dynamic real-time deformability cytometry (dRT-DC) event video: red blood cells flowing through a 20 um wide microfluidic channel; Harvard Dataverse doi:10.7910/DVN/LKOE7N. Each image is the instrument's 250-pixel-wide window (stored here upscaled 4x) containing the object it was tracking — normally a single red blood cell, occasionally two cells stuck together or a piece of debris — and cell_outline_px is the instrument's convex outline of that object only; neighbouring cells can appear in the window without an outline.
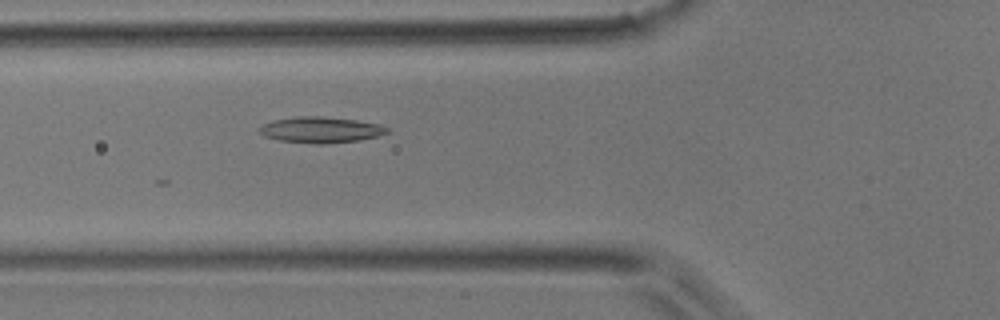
{"species": "common noctule bat (a hibernating species)", "species_latin": "Nyctalus noctula", "temperature_condition": "room temperature", "stored_images_in_passage": 33, "camera_frame_rate_fps": 3000, "um_per_image_px": 0.085, "animal": {"sex": "male", "body_mass_g": 17.9}, "frame": {"image": 1, "passage_image": 3, "time_ms": 0.667, "image_size_px": [1000, 320], "cell_outline_px": [[392, 132], [360, 140], [324, 144], [316, 144], [280, 140], [264, 136], [256, 128], [272, 120], [296, 116], [320, 116], [356, 120], [376, 124], [388, 128]], "centroid_in_image_um": [27.24, 11.03], "position_along_channel_um": 98.6, "area_um2": 19.31}}
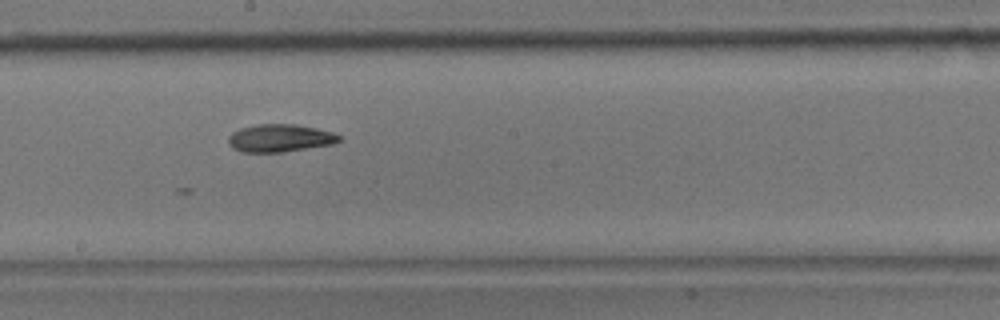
{"frame": {"image": 2, "passage_image": 12, "time_ms": 3.667, "image_size_px": [1000, 320], "cell_outline_px": [[340, 140], [332, 144], [284, 152], [240, 152], [232, 148], [228, 144], [228, 136], [232, 132], [240, 128], [256, 124], [296, 124], [316, 128], [332, 132], [340, 136]], "centroid_in_image_um": [23.74, 11.74], "position_along_channel_um": 224.5, "area_um2": 17.98}}
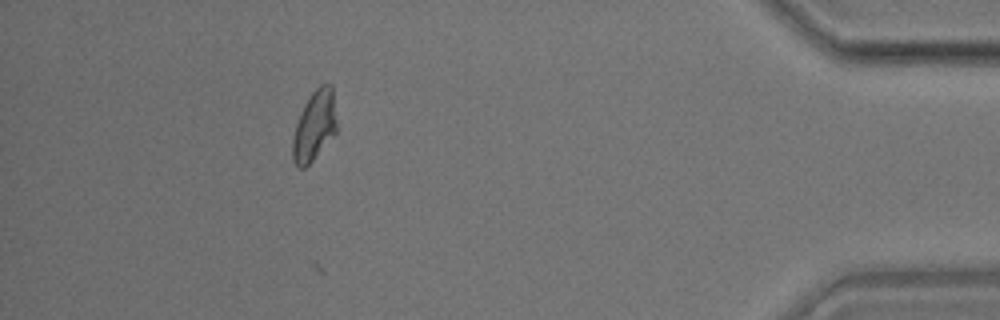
{"frame": {"image": 3, "passage_image": 29, "time_ms": 9.333, "image_size_px": [1000, 320], "cell_outline_px": [[336, 132], [312, 160], [304, 168], [296, 168], [292, 160], [292, 140], [296, 124], [300, 112], [304, 104], [312, 92], [320, 84], [332, 84], [336, 120]], "centroid_in_image_um": [26.7, 10.69], "position_along_channel_um": 408.5, "area_um2": 17.92}}